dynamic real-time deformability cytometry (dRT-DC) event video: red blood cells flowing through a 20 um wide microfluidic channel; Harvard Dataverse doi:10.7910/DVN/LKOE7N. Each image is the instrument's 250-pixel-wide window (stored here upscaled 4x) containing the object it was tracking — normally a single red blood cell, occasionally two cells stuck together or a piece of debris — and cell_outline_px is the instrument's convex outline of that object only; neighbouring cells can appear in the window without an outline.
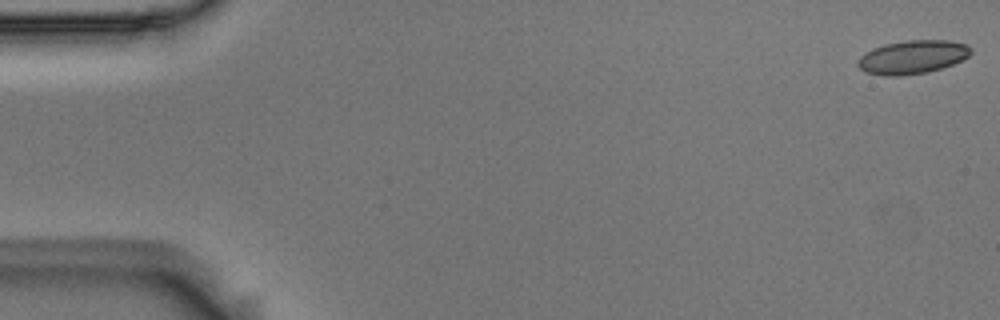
{"species": "Egyptian fruit bat (a non-hibernating species)", "species_latin": "Rousettus aegyptiacus", "temperature_condition": "room temperature", "stored_images_in_passage": 55, "camera_frame_rate_fps": 3000, "um_per_image_px": 0.085, "animal": {"sex": "male"}, "frame": {"image": 1, "passage_image": 1, "time_ms": 0.0, "image_size_px": [1000, 320], "cell_outline_px": [[972, 52], [968, 56], [952, 64], [928, 72], [900, 76], [884, 76], [864, 72], [856, 64], [856, 60], [864, 52], [872, 48], [884, 44], [904, 40], [952, 40], [968, 44], [972, 48]], "centroid_in_image_um": [77.53, 4.84], "position_along_channel_um": 7.5, "area_um2": 22.43}}
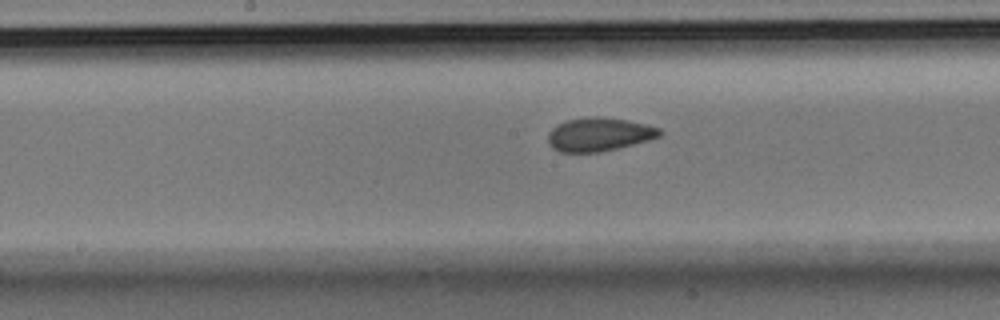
{"frame": {"image": 2, "passage_image": 28, "time_ms": 9.0, "image_size_px": [1000, 320], "cell_outline_px": [[664, 132], [660, 136], [648, 140], [600, 152], [560, 152], [552, 148], [548, 144], [548, 132], [552, 128], [568, 120], [588, 116], [600, 116], [628, 120], [660, 128]], "centroid_in_image_um": [50.91, 11.42], "position_along_channel_um": 197.3, "area_um2": 21.79}}
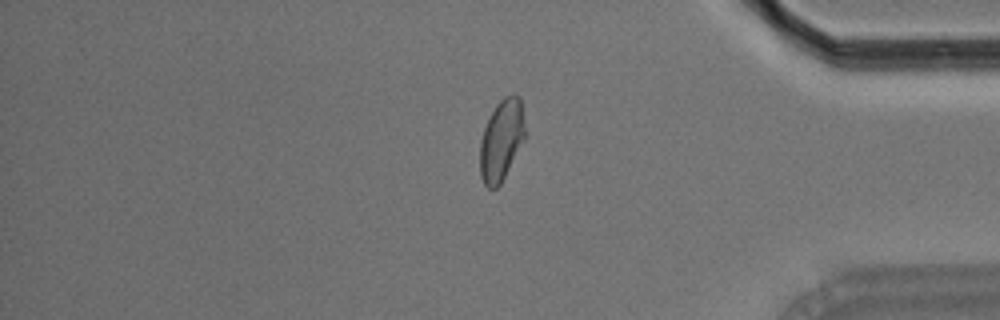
{"frame": {"image": 3, "passage_image": 46, "time_ms": 15.0, "image_size_px": [1000, 320], "cell_outline_px": [[524, 140], [500, 184], [496, 188], [488, 188], [484, 184], [480, 176], [480, 140], [484, 128], [496, 104], [504, 96], [512, 92], [520, 96], [524, 124]], "centroid_in_image_um": [42.61, 11.89], "position_along_channel_um": 392.6, "area_um2": 21.15}, "authors_computed_cell_mechanics": {"area_um2": 21.7906, "velocity_mm_per_s": 3.6619, "shape_relaxation_time_tau1_ms": 6.3348, "shape_relaxation_time_tau2_ms": 1.3949, "deformation_change_tau1": 0.1342, "deformation_change_tau2": 0.0668}}